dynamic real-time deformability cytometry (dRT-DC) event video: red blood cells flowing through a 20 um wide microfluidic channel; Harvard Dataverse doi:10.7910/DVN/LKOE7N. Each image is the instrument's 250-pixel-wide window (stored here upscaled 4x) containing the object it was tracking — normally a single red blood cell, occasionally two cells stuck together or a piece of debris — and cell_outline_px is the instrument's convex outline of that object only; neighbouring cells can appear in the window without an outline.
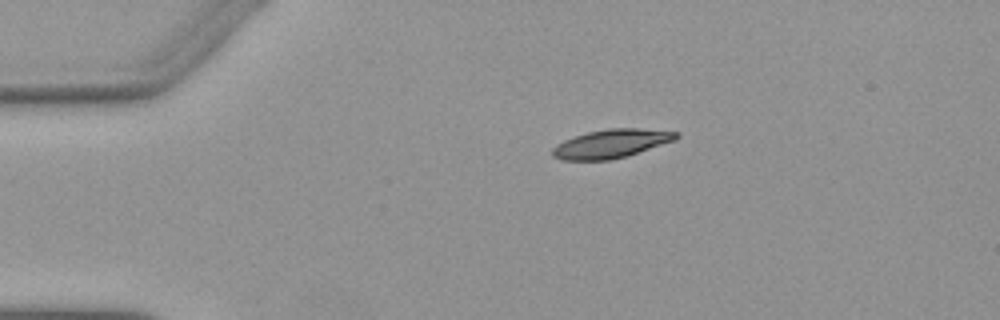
{"species": "Egyptian fruit bat (a non-hibernating species)", "species_latin": "Rousettus aegyptiacus", "temperature_condition": "warm", "stored_images_in_passage": 5, "camera_frame_rate_fps": 3000, "um_per_image_px": 0.085, "animal": {"sex": "female"}, "frame": {"image": 1, "passage_image": 1, "time_ms": 0.0, "image_size_px": [1000, 320], "cell_outline_px": [[680, 136], [676, 140], [628, 156], [608, 160], [560, 160], [552, 156], [552, 148], [556, 144], [564, 140], [588, 132], [608, 128], [640, 128], [680, 132]], "centroid_in_image_um": [51.98, 12.21], "position_along_channel_um": 33.0, "area_um2": 20.81}}